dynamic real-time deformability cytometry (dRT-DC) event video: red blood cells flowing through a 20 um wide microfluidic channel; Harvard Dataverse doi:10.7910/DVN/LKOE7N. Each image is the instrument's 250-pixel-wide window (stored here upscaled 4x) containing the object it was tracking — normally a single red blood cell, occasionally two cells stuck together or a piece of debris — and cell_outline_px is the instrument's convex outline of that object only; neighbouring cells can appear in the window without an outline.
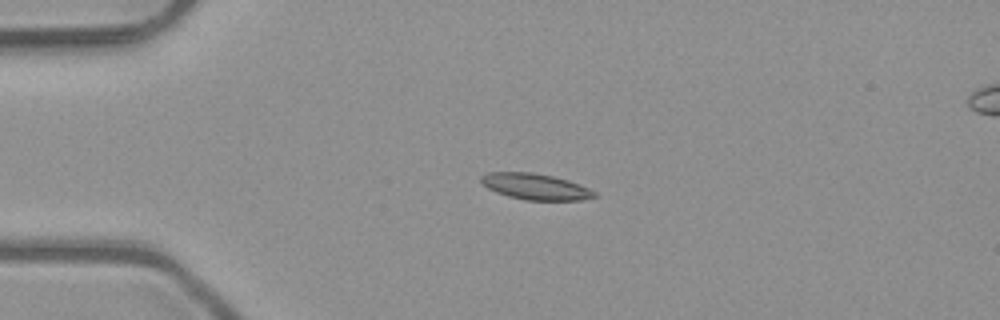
{"species": "common noctule bat (a hibernating species)", "species_latin": "Nyctalus noctula", "temperature_condition": "room temperature", "stored_images_in_passage": 5, "camera_frame_rate_fps": 3000, "um_per_image_px": 0.085, "animal": {"sex": "male", "body_mass_g": 23.1, "forearm_length_mm": 52.7}, "frame": {"image": 1, "passage_image": 4, "time_ms": 1.0, "image_size_px": [1000, 320], "cell_outline_px": [[596, 196], [580, 200], [524, 200], [508, 196], [496, 192], [488, 188], [480, 180], [480, 176], [488, 172], [532, 172], [552, 176], [568, 180], [588, 188], [596, 192]], "centroid_in_image_um": [45.48, 15.86], "position_along_channel_um": 39.5, "area_um2": 17.11}}